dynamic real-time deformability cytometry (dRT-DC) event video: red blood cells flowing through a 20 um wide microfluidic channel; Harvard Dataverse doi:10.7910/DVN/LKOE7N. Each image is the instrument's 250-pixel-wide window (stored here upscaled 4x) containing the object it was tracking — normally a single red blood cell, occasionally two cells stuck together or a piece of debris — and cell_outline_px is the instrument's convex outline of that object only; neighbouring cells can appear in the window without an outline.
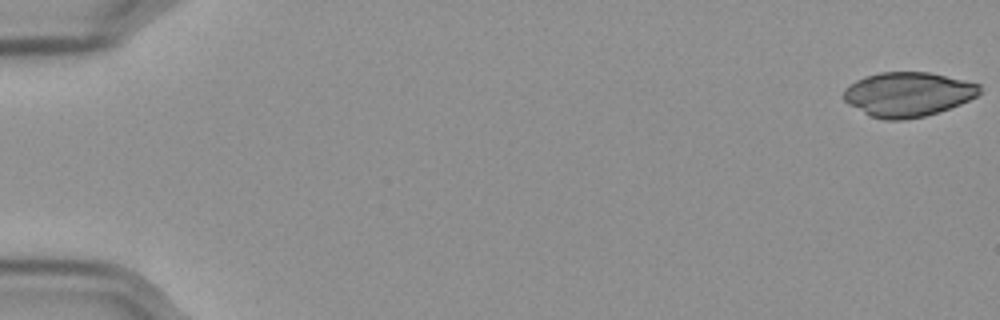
{"species": "Egyptian fruit bat (a non-hibernating species)", "species_latin": "Rousettus aegyptiacus", "temperature_condition": "cold", "stored_images_in_passage": 57, "camera_frame_rate_fps": 3000, "um_per_image_px": 0.085, "frame": {"image": 1, "passage_image": 1, "time_ms": 0.0, "image_size_px": [1000, 320], "cell_outline_px": [[980, 92], [976, 96], [960, 104], [924, 116], [904, 120], [884, 120], [868, 116], [848, 104], [844, 100], [844, 88], [856, 80], [864, 76], [880, 72], [928, 72], [964, 80], [980, 84]], "centroid_in_image_um": [77.13, 8.02], "position_along_channel_um": 7.9, "area_um2": 35.2}}